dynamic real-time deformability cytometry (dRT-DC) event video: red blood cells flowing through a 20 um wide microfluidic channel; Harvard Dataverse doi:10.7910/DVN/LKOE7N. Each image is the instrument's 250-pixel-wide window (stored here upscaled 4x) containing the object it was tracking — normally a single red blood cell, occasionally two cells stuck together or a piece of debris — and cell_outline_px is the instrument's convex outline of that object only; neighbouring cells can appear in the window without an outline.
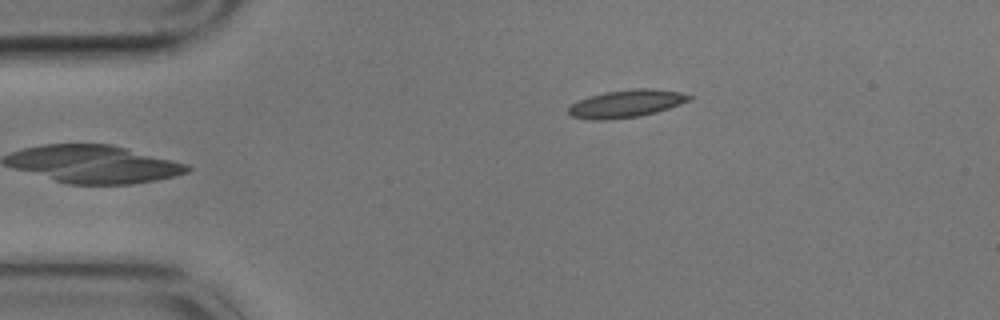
{"species": "common noctule bat (a hibernating species)", "species_latin": "Nyctalus noctula", "temperature_condition": "cold", "stored_images_in_passage": 6, "camera_frame_rate_fps": 3000, "um_per_image_px": 0.085, "animal": {"sex": "male", "body_mass_g": 17.9}, "frame": {"image": 1, "passage_image": 6, "time_ms": 1.667, "image_size_px": [1000, 320], "cell_outline_px": [[696, 96], [692, 100], [656, 112], [640, 116], [608, 120], [592, 120], [572, 116], [568, 112], [568, 108], [572, 104], [580, 100], [604, 92], [632, 88], [652, 88], [680, 92]], "centroid_in_image_um": [53.29, 8.8], "position_along_channel_um": 31.7, "area_um2": 19.48}}